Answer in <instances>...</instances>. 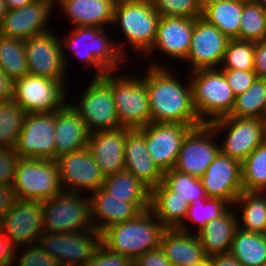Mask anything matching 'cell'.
I'll list each match as a JSON object with an SVG mask.
<instances>
[{"label":"cell","mask_w":266,"mask_h":266,"mask_svg":"<svg viewBox=\"0 0 266 266\" xmlns=\"http://www.w3.org/2000/svg\"><path fill=\"white\" fill-rule=\"evenodd\" d=\"M229 254L242 266H266V235L238 227Z\"/></svg>","instance_id":"33"},{"label":"cell","mask_w":266,"mask_h":266,"mask_svg":"<svg viewBox=\"0 0 266 266\" xmlns=\"http://www.w3.org/2000/svg\"><path fill=\"white\" fill-rule=\"evenodd\" d=\"M210 125L218 135L225 134L220 150L240 162L266 140V120L263 119L226 116Z\"/></svg>","instance_id":"11"},{"label":"cell","mask_w":266,"mask_h":266,"mask_svg":"<svg viewBox=\"0 0 266 266\" xmlns=\"http://www.w3.org/2000/svg\"><path fill=\"white\" fill-rule=\"evenodd\" d=\"M159 19L160 15L150 0H116L112 25L119 24L120 32L124 34L123 43L116 44L124 59H127V52L123 46L127 44L134 52L146 57L153 47Z\"/></svg>","instance_id":"4"},{"label":"cell","mask_w":266,"mask_h":266,"mask_svg":"<svg viewBox=\"0 0 266 266\" xmlns=\"http://www.w3.org/2000/svg\"><path fill=\"white\" fill-rule=\"evenodd\" d=\"M14 149L20 158L55 160V112L27 114Z\"/></svg>","instance_id":"15"},{"label":"cell","mask_w":266,"mask_h":266,"mask_svg":"<svg viewBox=\"0 0 266 266\" xmlns=\"http://www.w3.org/2000/svg\"><path fill=\"white\" fill-rule=\"evenodd\" d=\"M38 244L60 266H83L94 257L101 244V233L97 229L67 233L43 232Z\"/></svg>","instance_id":"9"},{"label":"cell","mask_w":266,"mask_h":266,"mask_svg":"<svg viewBox=\"0 0 266 266\" xmlns=\"http://www.w3.org/2000/svg\"><path fill=\"white\" fill-rule=\"evenodd\" d=\"M193 266H212V256H206L204 259L197 262Z\"/></svg>","instance_id":"55"},{"label":"cell","mask_w":266,"mask_h":266,"mask_svg":"<svg viewBox=\"0 0 266 266\" xmlns=\"http://www.w3.org/2000/svg\"><path fill=\"white\" fill-rule=\"evenodd\" d=\"M35 0H5L7 10L22 8Z\"/></svg>","instance_id":"54"},{"label":"cell","mask_w":266,"mask_h":266,"mask_svg":"<svg viewBox=\"0 0 266 266\" xmlns=\"http://www.w3.org/2000/svg\"><path fill=\"white\" fill-rule=\"evenodd\" d=\"M265 10L254 0H244L239 36L236 39L257 42L265 40Z\"/></svg>","instance_id":"39"},{"label":"cell","mask_w":266,"mask_h":266,"mask_svg":"<svg viewBox=\"0 0 266 266\" xmlns=\"http://www.w3.org/2000/svg\"><path fill=\"white\" fill-rule=\"evenodd\" d=\"M15 200L12 185H0V219L11 209Z\"/></svg>","instance_id":"51"},{"label":"cell","mask_w":266,"mask_h":266,"mask_svg":"<svg viewBox=\"0 0 266 266\" xmlns=\"http://www.w3.org/2000/svg\"><path fill=\"white\" fill-rule=\"evenodd\" d=\"M6 13H7V7L5 4V0H0V25Z\"/></svg>","instance_id":"56"},{"label":"cell","mask_w":266,"mask_h":266,"mask_svg":"<svg viewBox=\"0 0 266 266\" xmlns=\"http://www.w3.org/2000/svg\"><path fill=\"white\" fill-rule=\"evenodd\" d=\"M229 116L266 120V78H259L242 94L235 97Z\"/></svg>","instance_id":"34"},{"label":"cell","mask_w":266,"mask_h":266,"mask_svg":"<svg viewBox=\"0 0 266 266\" xmlns=\"http://www.w3.org/2000/svg\"><path fill=\"white\" fill-rule=\"evenodd\" d=\"M200 179L208 198H221L232 207L243 191L241 162L221 150Z\"/></svg>","instance_id":"22"},{"label":"cell","mask_w":266,"mask_h":266,"mask_svg":"<svg viewBox=\"0 0 266 266\" xmlns=\"http://www.w3.org/2000/svg\"><path fill=\"white\" fill-rule=\"evenodd\" d=\"M258 3L264 10H266V0H254Z\"/></svg>","instance_id":"58"},{"label":"cell","mask_w":266,"mask_h":266,"mask_svg":"<svg viewBox=\"0 0 266 266\" xmlns=\"http://www.w3.org/2000/svg\"><path fill=\"white\" fill-rule=\"evenodd\" d=\"M217 27L204 18H195L191 44L186 62L191 64V71L220 68L228 41Z\"/></svg>","instance_id":"17"},{"label":"cell","mask_w":266,"mask_h":266,"mask_svg":"<svg viewBox=\"0 0 266 266\" xmlns=\"http://www.w3.org/2000/svg\"><path fill=\"white\" fill-rule=\"evenodd\" d=\"M0 68L14 81L28 74L24 40L0 34Z\"/></svg>","instance_id":"35"},{"label":"cell","mask_w":266,"mask_h":266,"mask_svg":"<svg viewBox=\"0 0 266 266\" xmlns=\"http://www.w3.org/2000/svg\"><path fill=\"white\" fill-rule=\"evenodd\" d=\"M2 231V219H0V232Z\"/></svg>","instance_id":"60"},{"label":"cell","mask_w":266,"mask_h":266,"mask_svg":"<svg viewBox=\"0 0 266 266\" xmlns=\"http://www.w3.org/2000/svg\"><path fill=\"white\" fill-rule=\"evenodd\" d=\"M27 114L14 100L0 101V146L15 147Z\"/></svg>","instance_id":"37"},{"label":"cell","mask_w":266,"mask_h":266,"mask_svg":"<svg viewBox=\"0 0 266 266\" xmlns=\"http://www.w3.org/2000/svg\"><path fill=\"white\" fill-rule=\"evenodd\" d=\"M61 38L49 31L24 40L28 74L52 80H65Z\"/></svg>","instance_id":"16"},{"label":"cell","mask_w":266,"mask_h":266,"mask_svg":"<svg viewBox=\"0 0 266 266\" xmlns=\"http://www.w3.org/2000/svg\"><path fill=\"white\" fill-rule=\"evenodd\" d=\"M83 266H133V261L127 256L109 250L101 243L94 257Z\"/></svg>","instance_id":"47"},{"label":"cell","mask_w":266,"mask_h":266,"mask_svg":"<svg viewBox=\"0 0 266 266\" xmlns=\"http://www.w3.org/2000/svg\"><path fill=\"white\" fill-rule=\"evenodd\" d=\"M244 0L220 1L207 5L202 18L217 27L229 39L239 36Z\"/></svg>","instance_id":"32"},{"label":"cell","mask_w":266,"mask_h":266,"mask_svg":"<svg viewBox=\"0 0 266 266\" xmlns=\"http://www.w3.org/2000/svg\"><path fill=\"white\" fill-rule=\"evenodd\" d=\"M160 17H202L203 8L199 0H150Z\"/></svg>","instance_id":"43"},{"label":"cell","mask_w":266,"mask_h":266,"mask_svg":"<svg viewBox=\"0 0 266 266\" xmlns=\"http://www.w3.org/2000/svg\"><path fill=\"white\" fill-rule=\"evenodd\" d=\"M70 103L80 114L89 133L122 127L117 118L112 87L103 77L91 79L80 96L79 104Z\"/></svg>","instance_id":"10"},{"label":"cell","mask_w":266,"mask_h":266,"mask_svg":"<svg viewBox=\"0 0 266 266\" xmlns=\"http://www.w3.org/2000/svg\"><path fill=\"white\" fill-rule=\"evenodd\" d=\"M23 250L21 255L19 253L16 255L15 262H18L16 266H60L58 261L45 252L38 243L24 246Z\"/></svg>","instance_id":"44"},{"label":"cell","mask_w":266,"mask_h":266,"mask_svg":"<svg viewBox=\"0 0 266 266\" xmlns=\"http://www.w3.org/2000/svg\"><path fill=\"white\" fill-rule=\"evenodd\" d=\"M102 188L112 197L150 198L151 190L127 170L105 177Z\"/></svg>","instance_id":"38"},{"label":"cell","mask_w":266,"mask_h":266,"mask_svg":"<svg viewBox=\"0 0 266 266\" xmlns=\"http://www.w3.org/2000/svg\"><path fill=\"white\" fill-rule=\"evenodd\" d=\"M12 239L3 231L0 232V266H12L19 249Z\"/></svg>","instance_id":"49"},{"label":"cell","mask_w":266,"mask_h":266,"mask_svg":"<svg viewBox=\"0 0 266 266\" xmlns=\"http://www.w3.org/2000/svg\"><path fill=\"white\" fill-rule=\"evenodd\" d=\"M64 82L26 74L15 80L13 100L28 114L56 112L68 102Z\"/></svg>","instance_id":"12"},{"label":"cell","mask_w":266,"mask_h":266,"mask_svg":"<svg viewBox=\"0 0 266 266\" xmlns=\"http://www.w3.org/2000/svg\"><path fill=\"white\" fill-rule=\"evenodd\" d=\"M63 191L90 194L103 186L105 176L88 147L56 158Z\"/></svg>","instance_id":"14"},{"label":"cell","mask_w":266,"mask_h":266,"mask_svg":"<svg viewBox=\"0 0 266 266\" xmlns=\"http://www.w3.org/2000/svg\"><path fill=\"white\" fill-rule=\"evenodd\" d=\"M133 266H173L161 248L145 252L133 261Z\"/></svg>","instance_id":"48"},{"label":"cell","mask_w":266,"mask_h":266,"mask_svg":"<svg viewBox=\"0 0 266 266\" xmlns=\"http://www.w3.org/2000/svg\"><path fill=\"white\" fill-rule=\"evenodd\" d=\"M255 42L230 39L220 69L254 70Z\"/></svg>","instance_id":"42"},{"label":"cell","mask_w":266,"mask_h":266,"mask_svg":"<svg viewBox=\"0 0 266 266\" xmlns=\"http://www.w3.org/2000/svg\"><path fill=\"white\" fill-rule=\"evenodd\" d=\"M91 221L100 233L127 220H132L140 212L150 209V198L112 197L102 187L89 194Z\"/></svg>","instance_id":"18"},{"label":"cell","mask_w":266,"mask_h":266,"mask_svg":"<svg viewBox=\"0 0 266 266\" xmlns=\"http://www.w3.org/2000/svg\"><path fill=\"white\" fill-rule=\"evenodd\" d=\"M107 34H109L107 28L106 31L98 27L72 28L67 38L64 36L63 39H60L66 69L69 66L66 52L71 50L73 51L72 54L80 59V63H85L84 66L87 70L94 68L96 72L92 77H102L106 72L116 71V69L118 71L121 62L126 59L120 54L116 43L112 42Z\"/></svg>","instance_id":"3"},{"label":"cell","mask_w":266,"mask_h":266,"mask_svg":"<svg viewBox=\"0 0 266 266\" xmlns=\"http://www.w3.org/2000/svg\"><path fill=\"white\" fill-rule=\"evenodd\" d=\"M125 170L131 172L150 190L162 181L164 173L154 163L148 152L145 135L139 129H131L124 143Z\"/></svg>","instance_id":"25"},{"label":"cell","mask_w":266,"mask_h":266,"mask_svg":"<svg viewBox=\"0 0 266 266\" xmlns=\"http://www.w3.org/2000/svg\"><path fill=\"white\" fill-rule=\"evenodd\" d=\"M202 8L204 9L207 5H210L214 2H220V1H233V0H199Z\"/></svg>","instance_id":"57"},{"label":"cell","mask_w":266,"mask_h":266,"mask_svg":"<svg viewBox=\"0 0 266 266\" xmlns=\"http://www.w3.org/2000/svg\"><path fill=\"white\" fill-rule=\"evenodd\" d=\"M243 191H266V140L242 162Z\"/></svg>","instance_id":"36"},{"label":"cell","mask_w":266,"mask_h":266,"mask_svg":"<svg viewBox=\"0 0 266 266\" xmlns=\"http://www.w3.org/2000/svg\"><path fill=\"white\" fill-rule=\"evenodd\" d=\"M192 126L179 123H149L139 128L145 135L148 152L164 173L175 168L181 144Z\"/></svg>","instance_id":"19"},{"label":"cell","mask_w":266,"mask_h":266,"mask_svg":"<svg viewBox=\"0 0 266 266\" xmlns=\"http://www.w3.org/2000/svg\"><path fill=\"white\" fill-rule=\"evenodd\" d=\"M89 134L78 111L67 102L55 112V160L87 147Z\"/></svg>","instance_id":"26"},{"label":"cell","mask_w":266,"mask_h":266,"mask_svg":"<svg viewBox=\"0 0 266 266\" xmlns=\"http://www.w3.org/2000/svg\"><path fill=\"white\" fill-rule=\"evenodd\" d=\"M128 75H119L116 70L108 71L102 77L112 87L119 124L139 129L151 123L149 95L143 76Z\"/></svg>","instance_id":"6"},{"label":"cell","mask_w":266,"mask_h":266,"mask_svg":"<svg viewBox=\"0 0 266 266\" xmlns=\"http://www.w3.org/2000/svg\"><path fill=\"white\" fill-rule=\"evenodd\" d=\"M233 206L234 209L238 207L242 209L241 217H237L240 229L264 234L266 228V191H242Z\"/></svg>","instance_id":"31"},{"label":"cell","mask_w":266,"mask_h":266,"mask_svg":"<svg viewBox=\"0 0 266 266\" xmlns=\"http://www.w3.org/2000/svg\"><path fill=\"white\" fill-rule=\"evenodd\" d=\"M218 136L210 124L192 128L182 141L174 169L201 178L220 151Z\"/></svg>","instance_id":"13"},{"label":"cell","mask_w":266,"mask_h":266,"mask_svg":"<svg viewBox=\"0 0 266 266\" xmlns=\"http://www.w3.org/2000/svg\"><path fill=\"white\" fill-rule=\"evenodd\" d=\"M227 82L232 89L233 94L238 96L244 93L257 79L254 70H239V69H221Z\"/></svg>","instance_id":"46"},{"label":"cell","mask_w":266,"mask_h":266,"mask_svg":"<svg viewBox=\"0 0 266 266\" xmlns=\"http://www.w3.org/2000/svg\"><path fill=\"white\" fill-rule=\"evenodd\" d=\"M163 181L175 192L180 193L190 205L198 198H208L200 178L181 173L174 168L164 172Z\"/></svg>","instance_id":"41"},{"label":"cell","mask_w":266,"mask_h":266,"mask_svg":"<svg viewBox=\"0 0 266 266\" xmlns=\"http://www.w3.org/2000/svg\"><path fill=\"white\" fill-rule=\"evenodd\" d=\"M160 248L173 266H193L207 255L196 233L166 229Z\"/></svg>","instance_id":"29"},{"label":"cell","mask_w":266,"mask_h":266,"mask_svg":"<svg viewBox=\"0 0 266 266\" xmlns=\"http://www.w3.org/2000/svg\"><path fill=\"white\" fill-rule=\"evenodd\" d=\"M54 5L53 0H35L22 8L7 10L0 25V34L26 40L51 31L46 24Z\"/></svg>","instance_id":"21"},{"label":"cell","mask_w":266,"mask_h":266,"mask_svg":"<svg viewBox=\"0 0 266 266\" xmlns=\"http://www.w3.org/2000/svg\"><path fill=\"white\" fill-rule=\"evenodd\" d=\"M82 195L62 191L43 201V232L67 233L94 229L89 195L88 198Z\"/></svg>","instance_id":"7"},{"label":"cell","mask_w":266,"mask_h":266,"mask_svg":"<svg viewBox=\"0 0 266 266\" xmlns=\"http://www.w3.org/2000/svg\"><path fill=\"white\" fill-rule=\"evenodd\" d=\"M2 231L18 248L38 243L43 233V202L16 199L2 218Z\"/></svg>","instance_id":"20"},{"label":"cell","mask_w":266,"mask_h":266,"mask_svg":"<svg viewBox=\"0 0 266 266\" xmlns=\"http://www.w3.org/2000/svg\"><path fill=\"white\" fill-rule=\"evenodd\" d=\"M15 81L0 68V101L13 100Z\"/></svg>","instance_id":"52"},{"label":"cell","mask_w":266,"mask_h":266,"mask_svg":"<svg viewBox=\"0 0 266 266\" xmlns=\"http://www.w3.org/2000/svg\"><path fill=\"white\" fill-rule=\"evenodd\" d=\"M193 104L203 124L229 116L234 107L235 95L224 72L218 69L190 71Z\"/></svg>","instance_id":"5"},{"label":"cell","mask_w":266,"mask_h":266,"mask_svg":"<svg viewBox=\"0 0 266 266\" xmlns=\"http://www.w3.org/2000/svg\"><path fill=\"white\" fill-rule=\"evenodd\" d=\"M212 266H242V264L230 254L212 256Z\"/></svg>","instance_id":"53"},{"label":"cell","mask_w":266,"mask_h":266,"mask_svg":"<svg viewBox=\"0 0 266 266\" xmlns=\"http://www.w3.org/2000/svg\"><path fill=\"white\" fill-rule=\"evenodd\" d=\"M166 229L148 209L132 220L120 222L104 230L101 233V243L109 250L134 261L145 252L159 248Z\"/></svg>","instance_id":"2"},{"label":"cell","mask_w":266,"mask_h":266,"mask_svg":"<svg viewBox=\"0 0 266 266\" xmlns=\"http://www.w3.org/2000/svg\"><path fill=\"white\" fill-rule=\"evenodd\" d=\"M116 0H56L61 11L74 27H98L112 25Z\"/></svg>","instance_id":"27"},{"label":"cell","mask_w":266,"mask_h":266,"mask_svg":"<svg viewBox=\"0 0 266 266\" xmlns=\"http://www.w3.org/2000/svg\"><path fill=\"white\" fill-rule=\"evenodd\" d=\"M231 205L221 198H198L188 207L187 220L195 223L197 233L205 224L222 216Z\"/></svg>","instance_id":"40"},{"label":"cell","mask_w":266,"mask_h":266,"mask_svg":"<svg viewBox=\"0 0 266 266\" xmlns=\"http://www.w3.org/2000/svg\"><path fill=\"white\" fill-rule=\"evenodd\" d=\"M20 157L14 148L0 146V185H12Z\"/></svg>","instance_id":"45"},{"label":"cell","mask_w":266,"mask_h":266,"mask_svg":"<svg viewBox=\"0 0 266 266\" xmlns=\"http://www.w3.org/2000/svg\"><path fill=\"white\" fill-rule=\"evenodd\" d=\"M16 199L45 201L61 193L56 160L20 158L12 184Z\"/></svg>","instance_id":"8"},{"label":"cell","mask_w":266,"mask_h":266,"mask_svg":"<svg viewBox=\"0 0 266 266\" xmlns=\"http://www.w3.org/2000/svg\"><path fill=\"white\" fill-rule=\"evenodd\" d=\"M264 25H265V39H266V10L264 13Z\"/></svg>","instance_id":"59"},{"label":"cell","mask_w":266,"mask_h":266,"mask_svg":"<svg viewBox=\"0 0 266 266\" xmlns=\"http://www.w3.org/2000/svg\"><path fill=\"white\" fill-rule=\"evenodd\" d=\"M189 204L164 181L151 190L150 210L167 229H179L191 233L186 222Z\"/></svg>","instance_id":"28"},{"label":"cell","mask_w":266,"mask_h":266,"mask_svg":"<svg viewBox=\"0 0 266 266\" xmlns=\"http://www.w3.org/2000/svg\"><path fill=\"white\" fill-rule=\"evenodd\" d=\"M130 130L119 127L89 134L87 147L105 177L125 170L124 143Z\"/></svg>","instance_id":"24"},{"label":"cell","mask_w":266,"mask_h":266,"mask_svg":"<svg viewBox=\"0 0 266 266\" xmlns=\"http://www.w3.org/2000/svg\"><path fill=\"white\" fill-rule=\"evenodd\" d=\"M230 207L222 216L205 224L196 234L207 256L229 254L238 228V214Z\"/></svg>","instance_id":"30"},{"label":"cell","mask_w":266,"mask_h":266,"mask_svg":"<svg viewBox=\"0 0 266 266\" xmlns=\"http://www.w3.org/2000/svg\"><path fill=\"white\" fill-rule=\"evenodd\" d=\"M195 18L160 17L152 49L146 54L152 56L154 50L170 58L185 61L191 44Z\"/></svg>","instance_id":"23"},{"label":"cell","mask_w":266,"mask_h":266,"mask_svg":"<svg viewBox=\"0 0 266 266\" xmlns=\"http://www.w3.org/2000/svg\"><path fill=\"white\" fill-rule=\"evenodd\" d=\"M254 71L259 78H266V39L255 42Z\"/></svg>","instance_id":"50"},{"label":"cell","mask_w":266,"mask_h":266,"mask_svg":"<svg viewBox=\"0 0 266 266\" xmlns=\"http://www.w3.org/2000/svg\"><path fill=\"white\" fill-rule=\"evenodd\" d=\"M157 61L148 64L143 76L149 95L151 122L179 123L193 128L202 125L193 104L190 80L184 84L164 63L161 65Z\"/></svg>","instance_id":"1"}]
</instances>
